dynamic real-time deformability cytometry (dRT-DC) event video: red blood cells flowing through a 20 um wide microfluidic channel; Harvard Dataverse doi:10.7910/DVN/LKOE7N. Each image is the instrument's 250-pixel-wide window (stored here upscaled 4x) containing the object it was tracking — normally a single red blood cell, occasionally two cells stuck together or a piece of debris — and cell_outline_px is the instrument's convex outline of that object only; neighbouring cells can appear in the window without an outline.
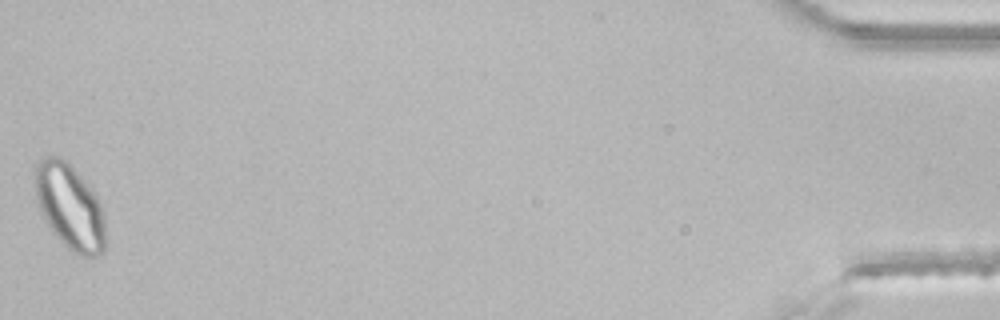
{"species": "common noctule bat (a hibernating species)", "species_latin": "Nyctalus noctula", "temperature_condition": "room temperature", "stored_images_in_passage": 48, "segment_of_instrument_passage": [2, 2], "camera_frame_rate_fps": 3000, "um_per_image_px": 0.085, "animal": {"sex": "male", "body_mass_g": 21.5, "forearm_length_mm": 52.0}, "frame": {"image": 1, "passage_image": 48, "time_ms": 15.667, "image_size_px": [1000, 320], "cell_outline_px": [[104, 252], [100, 256], [84, 256], [68, 248], [52, 232], [44, 220], [40, 212], [36, 200], [36, 164], [40, 160], [48, 156], [60, 156], [92, 188], [104, 212]], "centroid_in_image_um": [5.93, 17.59], "position_along_channel_um": 429.3, "area_um2": 34.62}}